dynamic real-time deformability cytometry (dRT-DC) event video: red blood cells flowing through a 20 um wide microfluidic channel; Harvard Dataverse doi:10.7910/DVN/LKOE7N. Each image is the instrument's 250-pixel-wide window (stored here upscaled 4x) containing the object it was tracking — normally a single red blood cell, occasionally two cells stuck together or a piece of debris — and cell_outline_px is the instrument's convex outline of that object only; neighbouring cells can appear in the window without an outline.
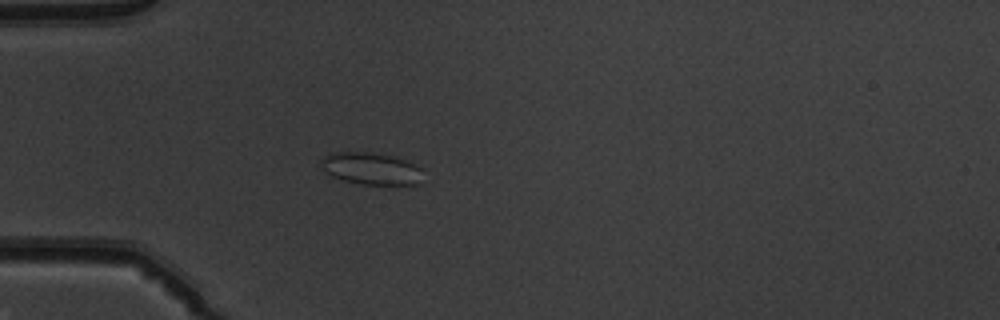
{"species": "common noctule bat (a hibernating species)", "species_latin": "Nyctalus noctula", "temperature_condition": "warm", "stored_images_in_passage": 37, "camera_frame_rate_fps": 3000, "um_per_image_px": 0.085, "animal": {"sex": "male", "body_mass_g": 19.5, "forearm_length_mm": 54.6}, "frame": {"image": 1, "passage_image": 1, "time_ms": 0.0, "image_size_px": [1000, 320], "cell_outline_px": [[424, 168], [416, 184], [384, 188], [360, 184], [344, 180], [332, 176], [320, 164], [320, 160], [324, 156], [332, 152], [372, 152], [392, 156], [416, 164]], "centroid_in_image_um": [31.59, 14.37], "position_along_channel_um": 53.4, "area_um2": 19.65}}
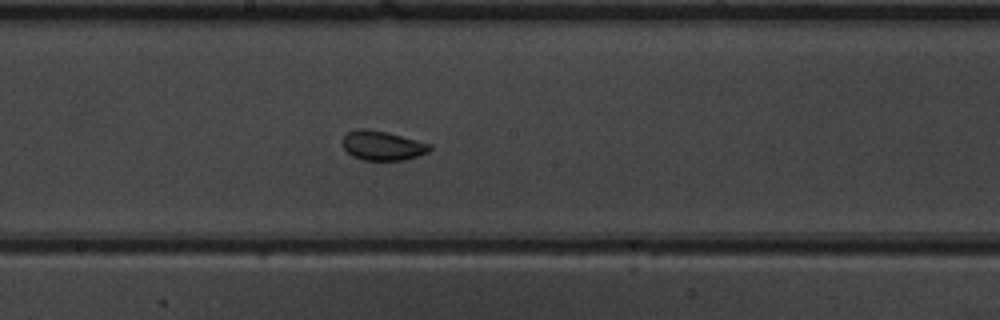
{"frame": {"image": 2, "passage_image": 14, "time_ms": 4.333, "image_size_px": [1000, 320], "cell_outline_px": [[432, 148], [428, 152], [404, 160], [364, 160], [352, 156], [344, 148], [344, 136], [348, 132], [356, 128], [368, 128], [388, 132], [432, 144]], "centroid_in_image_um": [32.52, 12.36], "position_along_channel_um": 215.7, "area_um2": 14.97}}
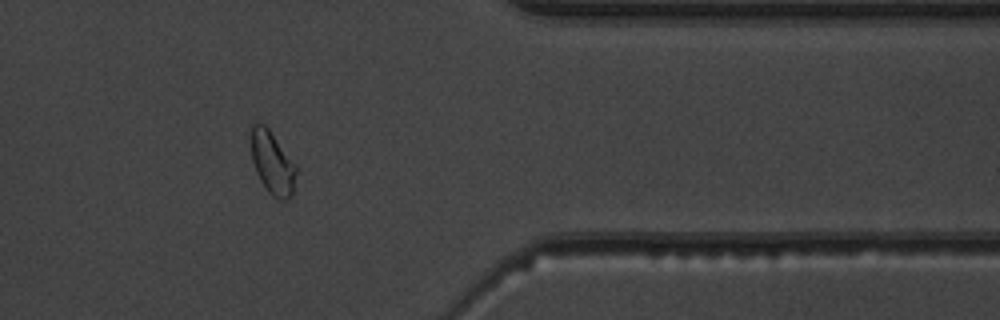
{"frame": {"image": 3, "passage_image": 28, "time_ms": 9.0, "image_size_px": [1000, 320], "cell_outline_px": [[296, 172], [292, 196], [288, 200], [276, 200], [268, 192], [260, 180], [256, 172], [252, 160], [252, 124], [264, 124], [268, 128], [296, 164]], "centroid_in_image_um": [23.17, 13.9], "position_along_channel_um": 388.2, "area_um2": 16.42}, "authors_computed_cell_mechanics": {"area_um2": 15.2014, "velocity_mm_per_s": 4.0041, "shape_relaxation_time_tau1_ms": 4.0921, "shape_relaxation_time_tau2_ms": 0.8784, "deformation_change_tau1": 0.1057, "deformation_change_tau2": 0.0673}}